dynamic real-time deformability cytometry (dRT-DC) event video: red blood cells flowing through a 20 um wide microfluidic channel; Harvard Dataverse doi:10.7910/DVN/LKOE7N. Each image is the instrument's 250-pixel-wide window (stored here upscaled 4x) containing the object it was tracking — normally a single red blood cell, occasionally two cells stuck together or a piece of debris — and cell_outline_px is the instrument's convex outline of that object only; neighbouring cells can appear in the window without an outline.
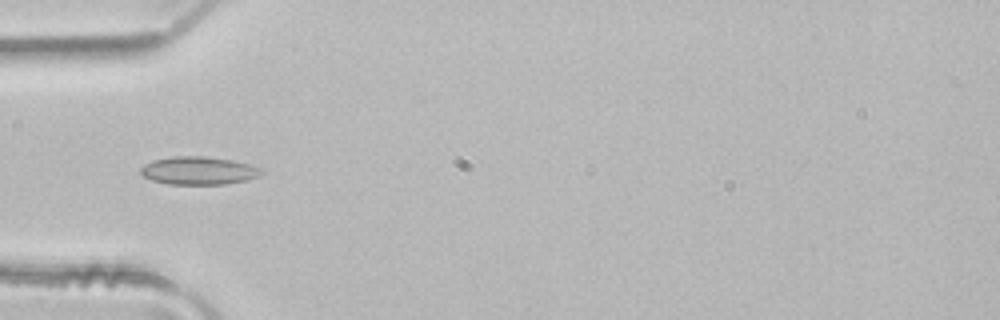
{"species": "common noctule bat (a hibernating species)", "species_latin": "Nyctalus noctula", "temperature_condition": "room temperature", "stored_images_in_passage": 4, "camera_frame_rate_fps": 3000, "um_per_image_px": 0.085, "animal": {"sex": "male", "body_mass_g": 21.5, "forearm_length_mm": 52.0}, "frame": {"image": 1, "passage_image": 4, "time_ms": 1.0, "image_size_px": [1000, 320], "cell_outline_px": [[264, 172], [248, 180], [224, 184], [168, 184], [152, 180], [144, 176], [140, 172], [140, 168], [144, 164], [152, 160], [172, 156], [204, 156], [232, 160], [248, 164], [260, 168]], "centroid_in_image_um": [16.85, 14.5], "position_along_channel_um": 68.2, "area_um2": 19.65}}